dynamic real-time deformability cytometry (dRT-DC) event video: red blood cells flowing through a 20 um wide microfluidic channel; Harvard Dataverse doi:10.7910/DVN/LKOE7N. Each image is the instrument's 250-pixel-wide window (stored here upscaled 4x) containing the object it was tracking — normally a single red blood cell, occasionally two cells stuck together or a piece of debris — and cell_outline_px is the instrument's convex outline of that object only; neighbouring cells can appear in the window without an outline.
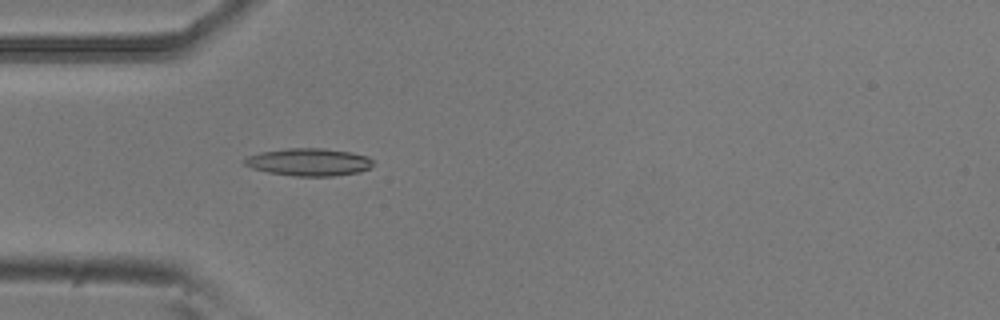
{"species": "common noctule bat (a hibernating species)", "species_latin": "Nyctalus noctula", "temperature_condition": "room temperature", "stored_images_in_passage": 4, "camera_frame_rate_fps": 3000, "um_per_image_px": 0.085, "animal": {"sex": "male", "body_mass_g": 20.5, "forearm_length_mm": 52.5}, "frame": {"image": 1, "passage_image": 4, "time_ms": 1.0, "image_size_px": [1000, 320], "cell_outline_px": [[372, 164], [368, 168], [360, 172], [336, 176], [296, 176], [268, 172], [252, 168], [244, 164], [244, 160], [248, 156], [260, 152], [288, 148], [324, 148], [352, 152], [368, 156], [372, 160]], "centroid_in_image_um": [26.27, 13.77], "position_along_channel_um": 58.7, "area_um2": 20.63}}